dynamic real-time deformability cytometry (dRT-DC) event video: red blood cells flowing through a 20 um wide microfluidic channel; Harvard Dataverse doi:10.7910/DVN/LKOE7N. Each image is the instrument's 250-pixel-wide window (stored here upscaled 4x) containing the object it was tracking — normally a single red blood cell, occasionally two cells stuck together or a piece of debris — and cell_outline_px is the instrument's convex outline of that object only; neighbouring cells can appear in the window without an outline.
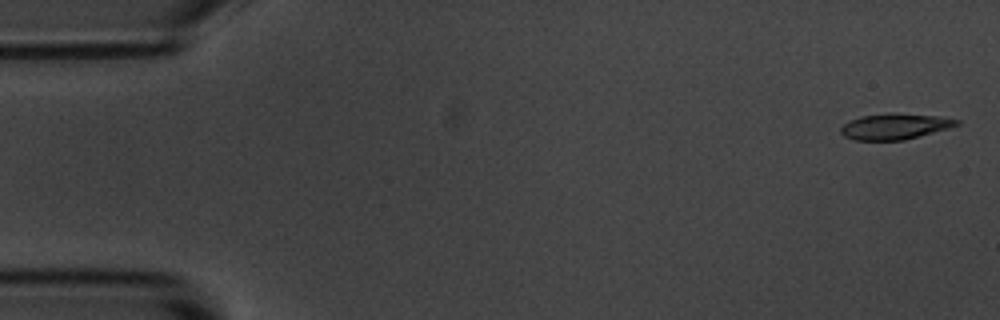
{"species": "common noctule bat (a hibernating species)", "species_latin": "Nyctalus noctula", "temperature_condition": "room temperature", "stored_images_in_passage": 55, "camera_frame_rate_fps": 3000, "um_per_image_px": 0.085, "animal": {"sex": "male", "body_mass_g": 20.1, "forearm_length_mm": 53.5}, "frame": {"image": 1, "passage_image": 2, "time_ms": 0.333, "image_size_px": [1000, 320], "cell_outline_px": [[960, 124], [948, 128], [904, 140], [856, 140], [844, 136], [840, 132], [840, 128], [844, 124], [860, 116], [892, 112], [936, 116], [960, 120]], "centroid_in_image_um": [76.05, 10.74], "position_along_channel_um": 9.0, "area_um2": 17.34}}
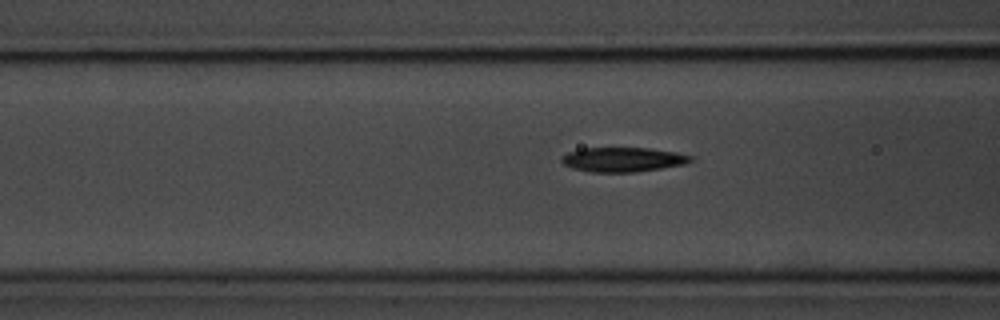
{"frame": {"image": 2, "passage_image": 21, "time_ms": 6.667, "image_size_px": [1000, 320], "cell_outline_px": [[692, 160], [684, 164], [636, 172], [592, 172], [572, 168], [564, 164], [560, 160], [560, 156], [568, 152], [584, 148], [648, 148], [676, 152], [692, 156]], "centroid_in_image_um": [52.91, 13.56], "position_along_channel_um": 113.7, "area_um2": 18.32}}
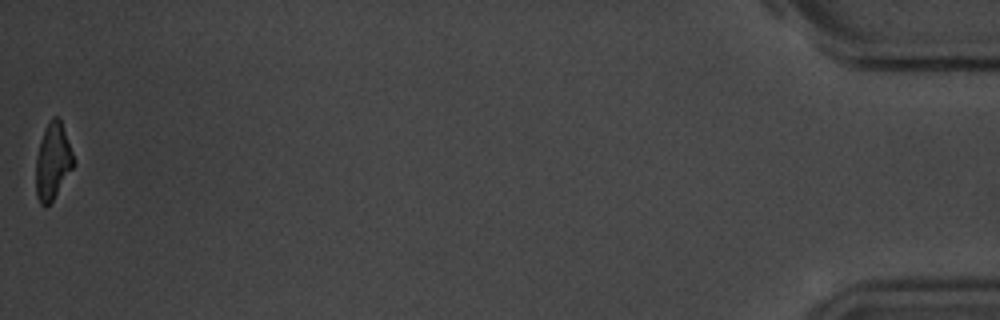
{"frame": {"image": 3, "passage_image": 55, "time_ms": 18.0, "image_size_px": [1000, 320], "cell_outline_px": [[76, 164], [52, 200], [48, 204], [40, 204], [36, 196], [36, 156], [40, 140], [52, 116], [60, 116], [76, 160]], "centroid_in_image_um": [4.52, 13.67], "position_along_channel_um": 430.7, "area_um2": 16.94}, "authors_computed_cell_mechanics": {"area_um2": 18.3804, "velocity_mm_per_s": 3.6601, "shape_relaxation_time_tau1_ms": 3.2545, "shape_relaxation_time_tau2_ms": 3.8241, "deformation_change_tau1": 0.1806, "deformation_change_tau2": 0.1081}}